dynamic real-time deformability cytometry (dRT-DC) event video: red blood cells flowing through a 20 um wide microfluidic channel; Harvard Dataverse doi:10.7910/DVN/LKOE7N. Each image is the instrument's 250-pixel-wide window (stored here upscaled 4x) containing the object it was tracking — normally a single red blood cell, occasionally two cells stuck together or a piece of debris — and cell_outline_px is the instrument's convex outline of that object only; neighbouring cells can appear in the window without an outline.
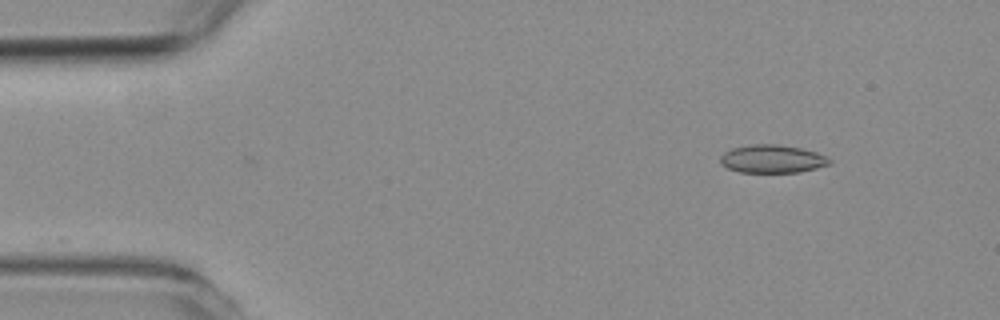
{"species": "common noctule bat (a hibernating species)", "species_latin": "Nyctalus noctula", "temperature_condition": "room temperature", "stored_images_in_passage": 44, "camera_frame_rate_fps": 3000, "um_per_image_px": 0.085, "animal": {"sex": "female", "body_mass_g": 19.3, "forearm_length_mm": 54.1}, "frame": {"image": 1, "passage_image": 2, "time_ms": 0.333, "image_size_px": [1000, 320], "cell_outline_px": [[832, 160], [828, 164], [816, 168], [800, 172], [740, 172], [728, 168], [720, 164], [720, 156], [724, 152], [732, 148], [752, 144], [776, 144], [800, 148], [816, 152]], "centroid_in_image_um": [65.6, 13.5], "position_along_channel_um": 19.4, "area_um2": 17.74}}
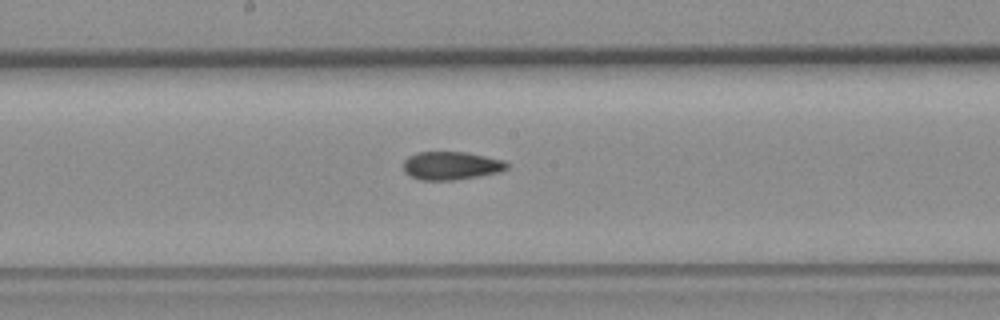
{"frame": {"image": 2, "passage_image": 25, "time_ms": 8.0, "image_size_px": [1000, 320], "cell_outline_px": [[508, 168], [500, 172], [456, 180], [420, 180], [404, 172], [404, 160], [408, 156], [416, 152], [468, 152], [504, 160], [508, 164]], "centroid_in_image_um": [38.35, 14.07], "position_along_channel_um": 209.8, "area_um2": 17.11}}
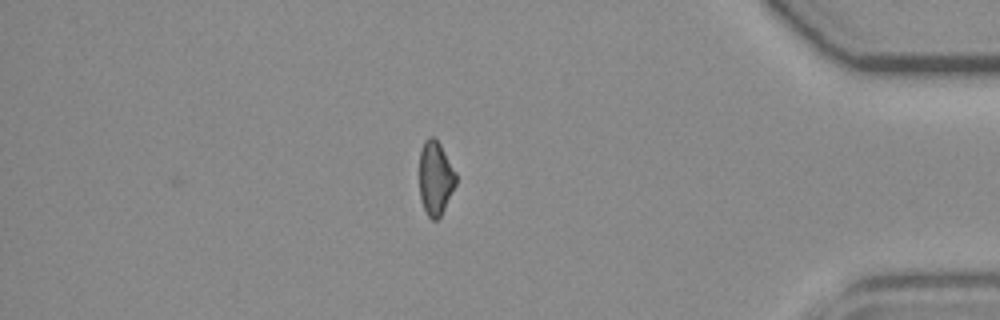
{"frame": {"image": 3, "passage_image": 44, "time_ms": 14.333, "image_size_px": [1000, 320], "cell_outline_px": [[456, 184], [440, 216], [436, 220], [432, 220], [428, 216], [424, 208], [420, 196], [420, 148], [424, 140], [428, 136], [432, 136], [440, 144], [456, 172]], "centroid_in_image_um": [37.0, 15.11], "position_along_channel_um": 398.2, "area_um2": 15.61}, "authors_computed_cell_mechanics": {"area_um2": 17.2822, "velocity_mm_per_s": 3.5916, "shape_relaxation_time_tau1_ms": 8.0529, "shape_relaxation_time_tau2_ms": 2.5626, "deformation_change_tau1": 0.1474, "deformation_change_tau2": 0.0828}}